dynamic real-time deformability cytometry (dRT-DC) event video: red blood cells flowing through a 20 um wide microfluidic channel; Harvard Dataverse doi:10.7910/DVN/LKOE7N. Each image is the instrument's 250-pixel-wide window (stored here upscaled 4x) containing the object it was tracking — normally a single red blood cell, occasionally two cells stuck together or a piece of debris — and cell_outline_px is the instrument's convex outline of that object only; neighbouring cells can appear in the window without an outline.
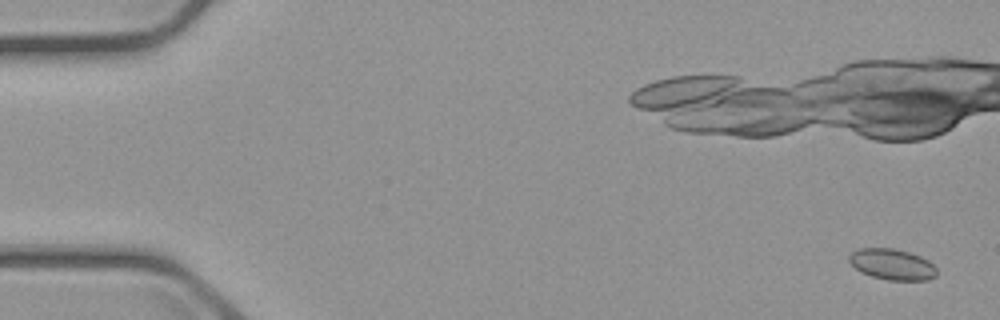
{"species": "common noctule bat (a hibernating species)", "species_latin": "Nyctalus noctula", "temperature_condition": "cold", "stored_images_in_passage": 5, "camera_frame_rate_fps": 3000, "um_per_image_px": 0.085, "animal": {"sex": "male", "body_mass_g": 23.1, "forearm_length_mm": 52.7}, "frame": {"image": 1, "passage_image": 1, "time_ms": 0.0, "image_size_px": [1000, 320], "cell_outline_px": [[936, 276], [928, 280], [888, 280], [872, 276], [860, 272], [848, 260], [848, 256], [852, 252], [860, 248], [892, 248], [908, 252], [920, 256], [928, 260], [936, 268]], "centroid_in_image_um": [75.83, 22.47], "position_along_channel_um": 9.2, "area_um2": 15.72}}